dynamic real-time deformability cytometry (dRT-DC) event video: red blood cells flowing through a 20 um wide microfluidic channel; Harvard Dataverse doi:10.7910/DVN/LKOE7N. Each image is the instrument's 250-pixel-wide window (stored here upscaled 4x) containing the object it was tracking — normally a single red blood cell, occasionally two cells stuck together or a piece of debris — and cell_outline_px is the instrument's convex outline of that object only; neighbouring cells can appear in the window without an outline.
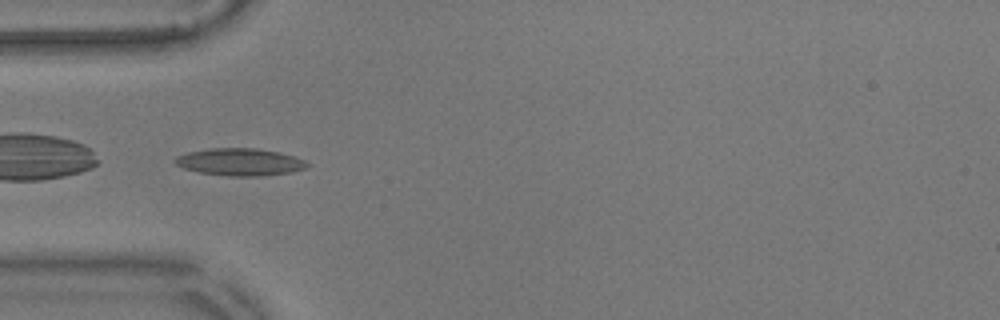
{"species": "common noctule bat (a hibernating species)", "species_latin": "Nyctalus noctula", "temperature_condition": "warm", "stored_images_in_passage": 40, "camera_frame_rate_fps": 3000, "um_per_image_px": 0.085, "animal": {"sex": "male", "body_mass_g": 17.9}, "frame": {"image": 1, "passage_image": 1, "time_ms": 0.0, "image_size_px": [1000, 320], "cell_outline_px": [[308, 164], [304, 168], [292, 172], [260, 176], [228, 176], [200, 172], [184, 168], [176, 164], [172, 160], [176, 156], [188, 152], [212, 148], [252, 148], [276, 152], [292, 156], [304, 160]], "centroid_in_image_um": [20.34, 13.77], "position_along_channel_um": 64.7, "area_um2": 20.69}}
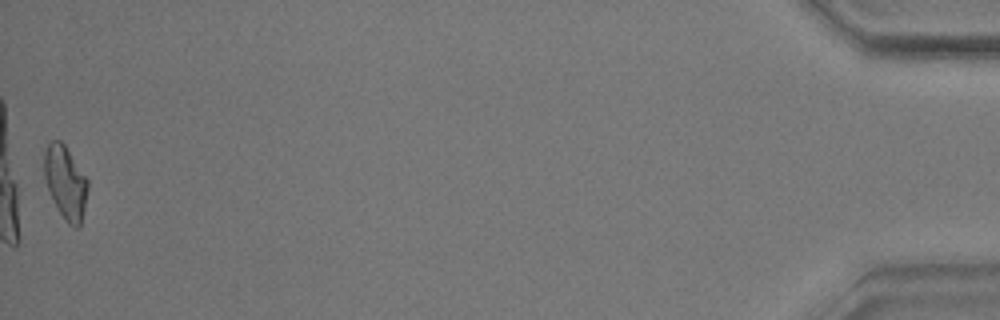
{"frame": {"image": 2, "passage_image": 40, "time_ms": 13.0, "image_size_px": [1000, 320], "cell_outline_px": [[88, 188], [80, 228], [76, 228], [68, 224], [64, 220], [48, 188], [44, 176], [44, 152], [48, 144], [52, 140], [60, 140], [64, 144], [88, 180]], "centroid_in_image_um": [5.57, 15.51], "position_along_channel_um": 429.6, "area_um2": 18.26}, "authors_computed_cell_mechanics": {"area_um2": 18.2648, "velocity_mm_per_s": 3.5584, "shape_relaxation_time_tau1_ms": 4.8288, "shape_relaxation_time_tau2_ms": 2.4591, "deformation_change_tau1": 0.1587, "deformation_change_tau2": 0.0982}}